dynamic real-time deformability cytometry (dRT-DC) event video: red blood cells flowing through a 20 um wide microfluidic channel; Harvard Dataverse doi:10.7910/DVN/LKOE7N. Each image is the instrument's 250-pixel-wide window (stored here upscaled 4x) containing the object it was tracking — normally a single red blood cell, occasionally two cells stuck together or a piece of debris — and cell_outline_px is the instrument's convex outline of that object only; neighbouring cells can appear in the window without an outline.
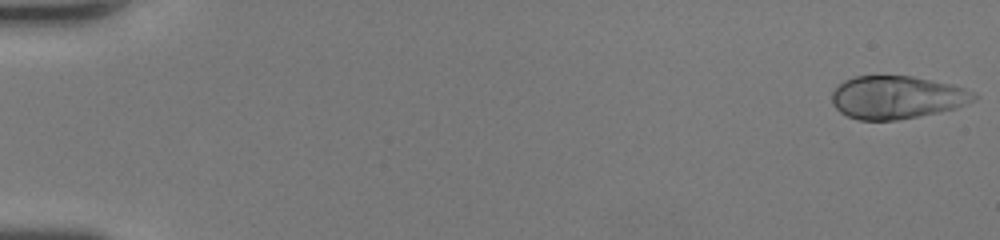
{"species": "human", "species_latin": "Homo sapiens", "temperature_condition": "room temperature", "stored_images_in_passage": 44, "camera_frame_rate_fps": 3000, "um_per_image_px": 0.085, "donor": {"sex": "female"}, "frame": {"image": 1, "passage_image": 1, "time_ms": 0.0, "image_size_px": [1000, 240], "cell_outline_px": [[980, 96], [976, 100], [968, 104], [956, 108], [940, 112], [920, 116], [896, 120], [860, 120], [848, 116], [840, 112], [832, 104], [832, 92], [844, 80], [856, 76], [912, 76], [952, 84], [976, 92]], "centroid_in_image_um": [76.29, 8.28], "position_along_channel_um": 8.7, "area_um2": 35.78}}
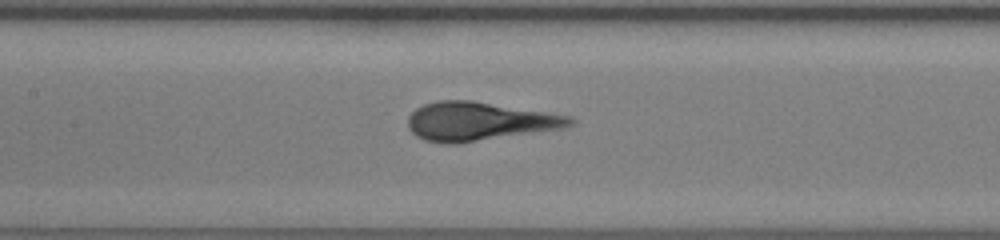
{"frame": {"image": 2, "passage_image": 24, "time_ms": 7.667, "image_size_px": [1000, 240], "cell_outline_px": [[576, 124], [560, 128], [448, 144], [424, 140], [416, 136], [408, 128], [408, 116], [416, 108], [424, 104], [436, 100], [472, 100], [572, 116], [576, 120]], "centroid_in_image_um": [40.69, 10.29], "position_along_channel_um": 166.7, "area_um2": 35.95}}
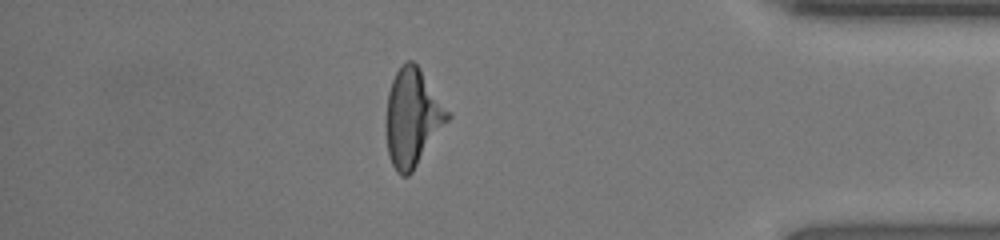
{"frame": {"image": 3, "passage_image": 42, "time_ms": 13.667, "image_size_px": [1000, 240], "cell_outline_px": [[452, 116], [412, 172], [408, 176], [400, 176], [396, 172], [392, 164], [388, 152], [384, 124], [388, 92], [392, 80], [396, 72], [408, 60], [412, 60], [420, 68]], "centroid_in_image_um": [35.04, 10.02], "position_along_channel_um": 400.2, "area_um2": 35.03}}